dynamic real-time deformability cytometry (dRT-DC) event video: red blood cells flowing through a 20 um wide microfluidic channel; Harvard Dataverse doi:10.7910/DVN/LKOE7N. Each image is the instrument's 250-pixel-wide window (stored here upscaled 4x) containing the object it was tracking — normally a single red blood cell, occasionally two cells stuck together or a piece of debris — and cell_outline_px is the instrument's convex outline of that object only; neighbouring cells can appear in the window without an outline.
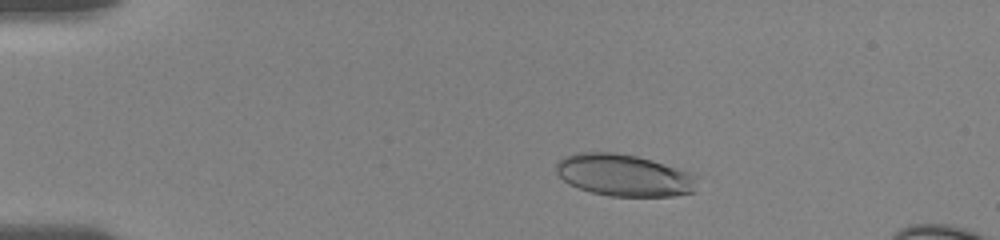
{"species": "human", "species_latin": "Homo sapiens", "temperature_condition": "room temperature", "stored_images_in_passage": 37, "camera_frame_rate_fps": 3000, "um_per_image_px": 0.085, "donor": {"sex": "female"}, "frame": {"image": 1, "passage_image": 2, "time_ms": 0.333, "image_size_px": [1000, 240], "cell_outline_px": [[696, 192], [672, 196], [608, 196], [592, 192], [568, 184], [556, 172], [556, 164], [564, 156], [576, 152], [616, 152], [636, 156], [652, 160], [688, 172], [692, 176]], "centroid_in_image_um": [52.98, 14.89], "position_along_channel_um": 32.0, "area_um2": 34.16}}
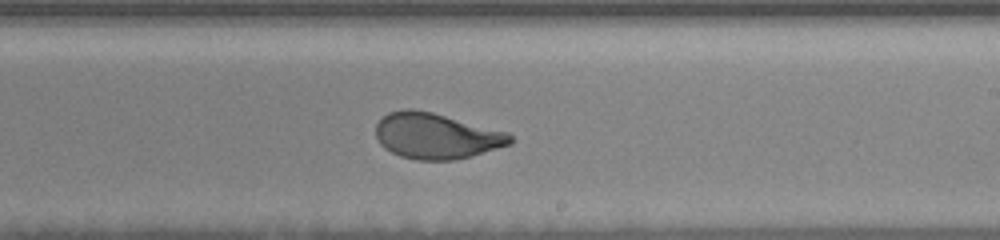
{"frame": {"image": 2, "passage_image": 23, "time_ms": 8.0, "image_size_px": [1000, 240], "cell_outline_px": [[516, 140], [512, 144], [472, 156], [456, 160], [416, 160], [400, 156], [384, 148], [380, 144], [376, 136], [376, 124], [388, 112], [404, 108], [412, 108], [432, 112], [508, 132]], "centroid_in_image_um": [37.1, 11.56], "position_along_channel_um": 251.9, "area_um2": 36.13}}
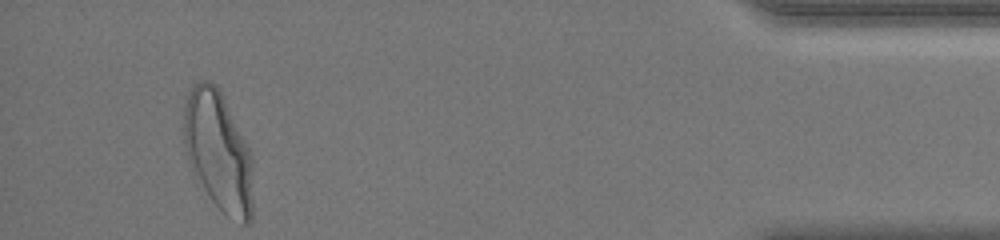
{"frame": {"image": 3, "passage_image": 37, "time_ms": 14.0, "image_size_px": [1000, 240], "cell_outline_px": [[252, 220], [248, 224], [244, 224], [228, 216], [212, 200], [204, 188], [188, 160], [184, 144], [184, 104], [188, 92], [196, 80], [208, 80], [216, 84], [252, 156]], "centroid_in_image_um": [18.55, 12.84], "position_along_channel_um": 416.7, "area_um2": 47.4}, "authors_computed_cell_mechanics": {"area_um2": 36.125, "velocity_mm_per_s": 3.6934, "shape_relaxation_time_tau1_ms": 4.0445, "shape_relaxation_time_tau2_ms": null, "deformation_change_tau1": 0.1765, "deformation_change_tau2": null}}